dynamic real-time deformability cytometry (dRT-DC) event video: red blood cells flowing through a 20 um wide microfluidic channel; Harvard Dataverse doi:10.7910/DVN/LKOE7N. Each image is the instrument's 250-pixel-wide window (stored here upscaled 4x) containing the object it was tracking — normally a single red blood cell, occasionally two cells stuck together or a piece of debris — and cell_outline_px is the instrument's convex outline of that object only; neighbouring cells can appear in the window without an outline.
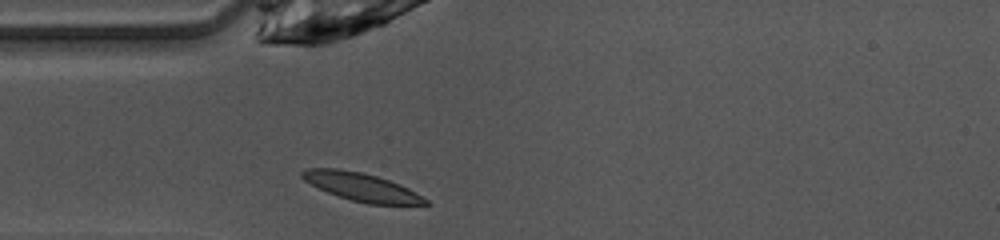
{"species": "common noctule bat (a hibernating species)", "species_latin": "Nyctalus noctula", "temperature_condition": "warm", "stored_images_in_passage": 36, "camera_frame_rate_fps": 3000, "um_per_image_px": 0.085, "animal": {"sex": "female", "body_mass_g": 10.0, "forearm_length_mm": 53.1}, "frame": {"image": 1, "passage_image": 1, "time_ms": 0.0, "image_size_px": [1000, 240], "cell_outline_px": [[432, 204], [368, 204], [352, 200], [328, 192], [304, 180], [300, 176], [300, 172], [308, 168], [336, 168], [360, 172], [376, 176], [400, 184], [416, 192], [428, 200]], "centroid_in_image_um": [30.74, 15.89], "position_along_channel_um": 54.3, "area_um2": 19.88}}
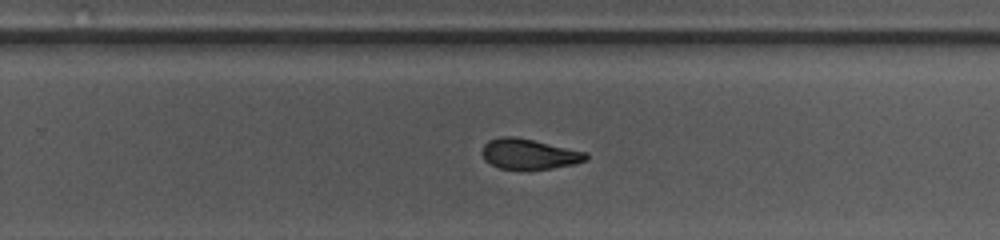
{"frame": {"image": 2, "passage_image": 18, "time_ms": 5.667, "image_size_px": [1000, 240], "cell_outline_px": [[588, 160], [572, 164], [552, 168], [528, 172], [500, 168], [484, 160], [480, 152], [484, 144], [488, 140], [500, 136], [516, 136], [588, 152]], "centroid_in_image_um": [44.95, 13.11], "position_along_channel_um": 284.9, "area_um2": 19.07}}
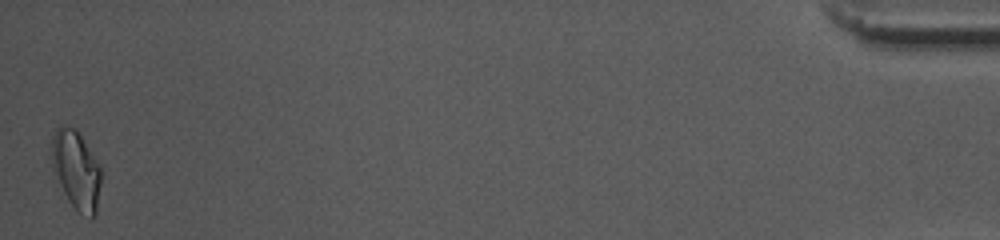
{"frame": {"image": 3, "passage_image": 36, "time_ms": 11.667, "image_size_px": [1000, 240], "cell_outline_px": [[100, 184], [96, 216], [92, 220], [80, 212], [68, 200], [64, 192], [52, 164], [52, 136], [56, 128], [64, 124], [72, 128], [80, 136], [96, 160], [100, 168]], "centroid_in_image_um": [6.49, 14.47], "position_along_channel_um": 428.7, "area_um2": 21.91}, "authors_computed_cell_mechanics": {"area_um2": 19.4786, "velocity_mm_per_s": 4.0982, "shape_relaxation_time_tau1_ms": 6.723, "shape_relaxation_time_tau2_ms": 2.0753, "deformation_change_tau1": 0.2006, "deformation_change_tau2": 0.0843}}